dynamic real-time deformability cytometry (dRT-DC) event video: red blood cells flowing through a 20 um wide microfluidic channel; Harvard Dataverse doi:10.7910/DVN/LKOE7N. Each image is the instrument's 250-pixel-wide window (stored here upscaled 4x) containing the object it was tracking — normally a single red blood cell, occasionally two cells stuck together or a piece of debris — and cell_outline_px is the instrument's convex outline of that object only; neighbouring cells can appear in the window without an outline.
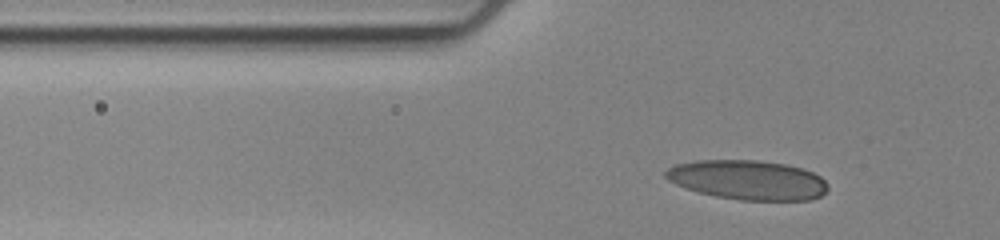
{"species": "human", "species_latin": "Homo sapiens", "temperature_condition": "cold", "stored_images_in_passage": 40, "camera_frame_rate_fps": 3000, "um_per_image_px": 0.085, "donor": {"sex": "female"}, "frame": {"image": 1, "passage_image": 8, "time_ms": 2.333, "image_size_px": [1000, 240], "cell_outline_px": [[828, 188], [820, 196], [812, 200], [740, 200], [716, 196], [684, 188], [668, 180], [664, 176], [664, 172], [668, 168], [676, 164], [696, 160], [760, 160], [788, 164], [812, 172], [820, 176], [828, 184]], "centroid_in_image_um": [63.55, 15.29], "position_along_channel_um": 62.2, "area_um2": 37.45}}
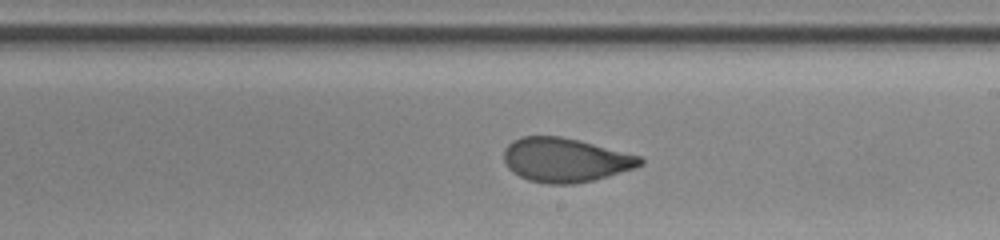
{"frame": {"image": 2, "passage_image": 25, "time_ms": 8.0, "image_size_px": [1000, 240], "cell_outline_px": [[644, 164], [636, 168], [608, 176], [592, 180], [572, 184], [548, 184], [528, 180], [512, 172], [504, 164], [504, 148], [512, 140], [520, 136], [560, 136], [640, 156], [644, 160]], "centroid_in_image_um": [48.01, 13.6], "position_along_channel_um": 241.0, "area_um2": 34.97}}
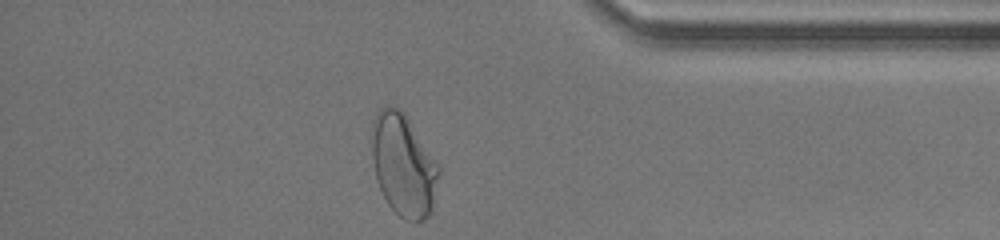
{"frame": {"image": 3, "passage_image": 40, "time_ms": 13.0, "image_size_px": [1000, 240], "cell_outline_px": [[440, 172], [432, 212], [428, 216], [416, 224], [404, 220], [388, 204], [376, 180], [372, 156], [372, 120], [376, 112], [384, 104], [388, 104], [400, 108], [404, 112], [440, 164]], "centroid_in_image_um": [34.31, 14.01], "position_along_channel_um": 400.9, "area_um2": 40.75}, "authors_computed_cell_mechanics": {"area_um2": 35.7493, "velocity_mm_per_s": 3.4426, "shape_relaxation_time_tau1_ms": 7.3052, "shape_relaxation_time_tau2_ms": 0.854, "deformation_change_tau1": 0.207, "deformation_change_tau2": 0.0663}}